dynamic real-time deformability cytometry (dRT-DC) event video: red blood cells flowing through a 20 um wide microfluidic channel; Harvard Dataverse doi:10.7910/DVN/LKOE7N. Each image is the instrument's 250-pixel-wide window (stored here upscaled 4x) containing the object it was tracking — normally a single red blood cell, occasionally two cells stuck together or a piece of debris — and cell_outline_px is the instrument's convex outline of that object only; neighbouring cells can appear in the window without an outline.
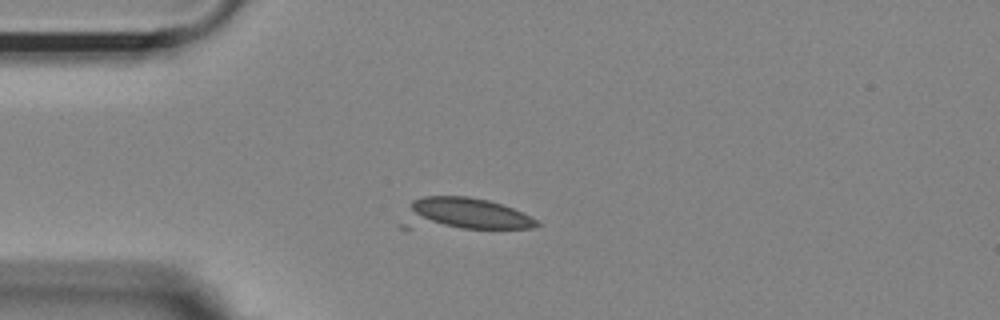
{"species": "Egyptian fruit bat (a non-hibernating species)", "species_latin": "Rousettus aegyptiacus", "temperature_condition": "room temperature", "stored_images_in_passage": 44, "camera_frame_rate_fps": 3000, "um_per_image_px": 0.085, "animal": {"sex": "female"}, "frame": {"image": 1, "passage_image": 3, "time_ms": 0.667, "image_size_px": [1000, 320], "cell_outline_px": [[540, 224], [532, 228], [400, 228], [396, 224], [408, 204], [412, 200], [424, 196], [468, 196], [488, 200], [512, 208], [536, 220]], "centroid_in_image_um": [39.24, 18.2], "position_along_channel_um": 45.8, "area_um2": 25.66}}
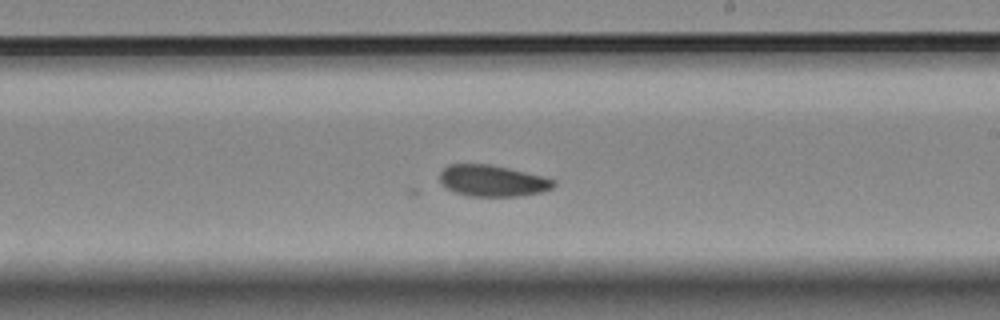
{"frame": {"image": 2, "passage_image": 21, "time_ms": 6.667, "image_size_px": [1000, 320], "cell_outline_px": [[556, 184], [552, 188], [544, 192], [520, 196], [468, 196], [456, 192], [440, 184], [440, 172], [448, 164], [492, 164], [544, 176], [556, 180]], "centroid_in_image_um": [41.89, 15.36], "position_along_channel_um": 247.1, "area_um2": 21.04}}
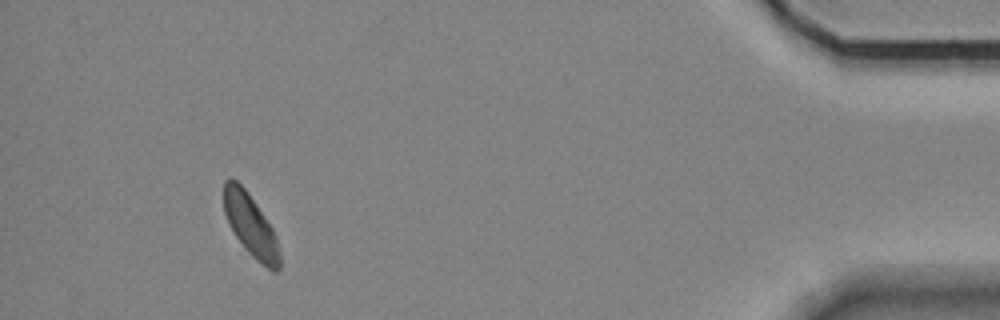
{"frame": {"image": 3, "passage_image": 40, "time_ms": 13.0, "image_size_px": [1000, 320], "cell_outline_px": [[280, 268], [276, 272], [272, 272], [256, 260], [244, 248], [228, 224], [224, 212], [224, 180], [236, 180], [248, 192], [272, 228], [276, 236], [280, 256]], "centroid_in_image_um": [21.31, 19.19], "position_along_channel_um": 413.9, "area_um2": 20.06}}